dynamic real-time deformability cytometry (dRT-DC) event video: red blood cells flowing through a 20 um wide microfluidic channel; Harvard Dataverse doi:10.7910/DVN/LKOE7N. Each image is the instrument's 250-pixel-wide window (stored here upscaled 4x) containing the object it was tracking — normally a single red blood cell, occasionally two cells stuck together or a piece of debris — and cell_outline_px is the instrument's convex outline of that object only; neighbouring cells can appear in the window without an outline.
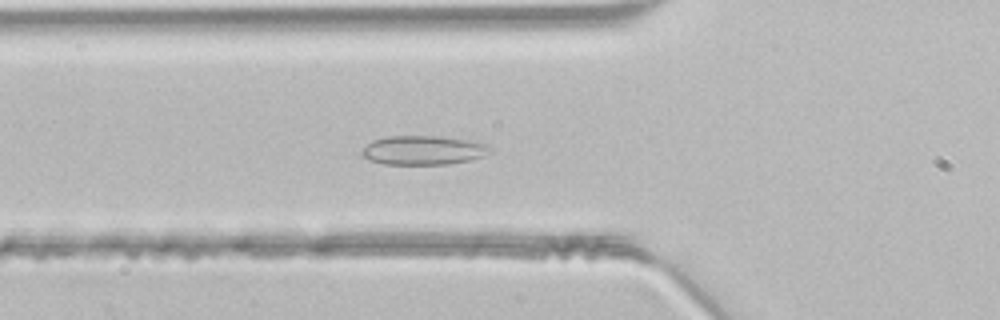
{"species": "common noctule bat (a hibernating species)", "species_latin": "Nyctalus noctula", "temperature_condition": "room temperature", "stored_images_in_passage": 35, "camera_frame_rate_fps": 3000, "um_per_image_px": 0.085, "animal": {"sex": "male", "body_mass_g": 21.5, "forearm_length_mm": 52.0}, "frame": {"image": 1, "passage_image": 3, "time_ms": 0.667, "image_size_px": [1000, 320], "cell_outline_px": [[492, 148], [488, 152], [472, 160], [448, 164], [384, 164], [368, 160], [360, 152], [372, 140], [388, 136], [440, 136], [472, 140], [488, 144]], "centroid_in_image_um": [35.98, 12.76], "position_along_channel_um": 89.8, "area_um2": 21.79}}
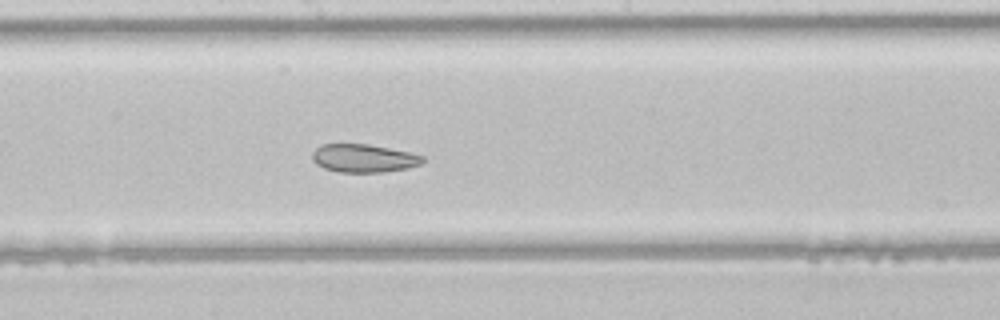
{"frame": {"image": 2, "passage_image": 12, "time_ms": 3.667, "image_size_px": [1000, 320], "cell_outline_px": [[424, 160], [420, 164], [408, 168], [384, 172], [340, 172], [324, 168], [316, 164], [312, 160], [312, 152], [320, 144], [368, 144], [408, 152], [424, 156]], "centroid_in_image_um": [30.88, 13.45], "position_along_channel_um": 217.3, "area_um2": 18.09}}
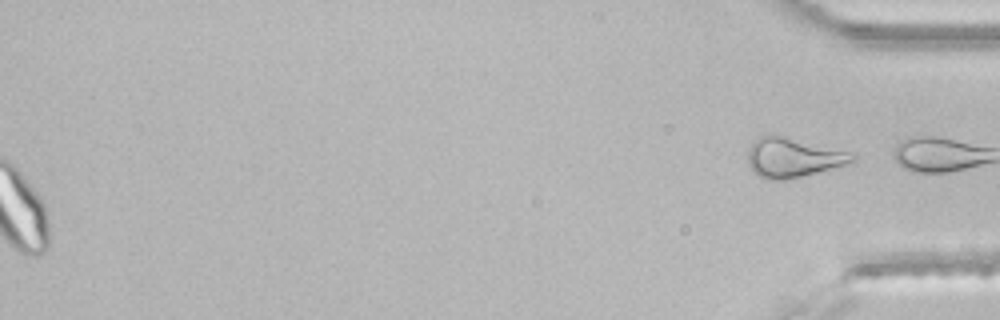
{"frame": {"image": 3, "passage_image": 35, "time_ms": 11.333, "image_size_px": [1000, 320], "cell_outline_px": [[856, 160], [844, 164], [804, 176], [784, 180], [764, 180], [752, 172], [748, 164], [748, 148], [752, 140], [760, 136], [772, 132], [856, 152]], "centroid_in_image_um": [67.38, 13.35], "position_along_channel_um": 367.8, "area_um2": 25.09}}